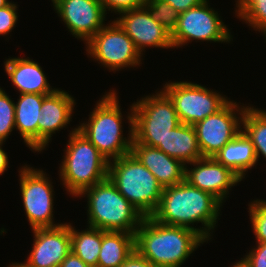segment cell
<instances>
[{"label":"cell","instance_id":"obj_1","mask_svg":"<svg viewBox=\"0 0 266 267\" xmlns=\"http://www.w3.org/2000/svg\"><path fill=\"white\" fill-rule=\"evenodd\" d=\"M221 206L216 197L184 180L163 188L159 205L151 217L162 224L193 229L207 241L211 239L210 231L216 226ZM196 222L204 227L190 225Z\"/></svg>","mask_w":266,"mask_h":267},{"label":"cell","instance_id":"obj_2","mask_svg":"<svg viewBox=\"0 0 266 267\" xmlns=\"http://www.w3.org/2000/svg\"><path fill=\"white\" fill-rule=\"evenodd\" d=\"M206 240L195 230L145 217L135 232V250L158 267H180Z\"/></svg>","mask_w":266,"mask_h":267},{"label":"cell","instance_id":"obj_3","mask_svg":"<svg viewBox=\"0 0 266 267\" xmlns=\"http://www.w3.org/2000/svg\"><path fill=\"white\" fill-rule=\"evenodd\" d=\"M113 91V92H112ZM128 114V139L123 137L122 112L114 90L105 94L89 115L85 124L78 126V130L98 149L110 162L131 153L133 143V106Z\"/></svg>","mask_w":266,"mask_h":267},{"label":"cell","instance_id":"obj_4","mask_svg":"<svg viewBox=\"0 0 266 267\" xmlns=\"http://www.w3.org/2000/svg\"><path fill=\"white\" fill-rule=\"evenodd\" d=\"M87 195L88 226L103 231H122L135 234L145 218L107 177L85 189Z\"/></svg>","mask_w":266,"mask_h":267},{"label":"cell","instance_id":"obj_5","mask_svg":"<svg viewBox=\"0 0 266 267\" xmlns=\"http://www.w3.org/2000/svg\"><path fill=\"white\" fill-rule=\"evenodd\" d=\"M70 132L59 175L66 190L78 197L107 178L109 161L78 128Z\"/></svg>","mask_w":266,"mask_h":267},{"label":"cell","instance_id":"obj_6","mask_svg":"<svg viewBox=\"0 0 266 267\" xmlns=\"http://www.w3.org/2000/svg\"><path fill=\"white\" fill-rule=\"evenodd\" d=\"M107 177L144 217L157 209L163 187L132 153L110 161Z\"/></svg>","mask_w":266,"mask_h":267},{"label":"cell","instance_id":"obj_7","mask_svg":"<svg viewBox=\"0 0 266 267\" xmlns=\"http://www.w3.org/2000/svg\"><path fill=\"white\" fill-rule=\"evenodd\" d=\"M133 142L157 147L181 122L169 96L161 90L132 104Z\"/></svg>","mask_w":266,"mask_h":267},{"label":"cell","instance_id":"obj_8","mask_svg":"<svg viewBox=\"0 0 266 267\" xmlns=\"http://www.w3.org/2000/svg\"><path fill=\"white\" fill-rule=\"evenodd\" d=\"M172 100L181 123L195 125L219 111L229 100L192 82H169L162 89Z\"/></svg>","mask_w":266,"mask_h":267},{"label":"cell","instance_id":"obj_9","mask_svg":"<svg viewBox=\"0 0 266 267\" xmlns=\"http://www.w3.org/2000/svg\"><path fill=\"white\" fill-rule=\"evenodd\" d=\"M90 57L99 61L109 70L118 71L124 67L140 65L143 54L136 48L132 39L114 20L103 26L87 43Z\"/></svg>","mask_w":266,"mask_h":267},{"label":"cell","instance_id":"obj_10","mask_svg":"<svg viewBox=\"0 0 266 267\" xmlns=\"http://www.w3.org/2000/svg\"><path fill=\"white\" fill-rule=\"evenodd\" d=\"M208 4V0H205L179 14L176 29L171 34L173 48L185 45L190 40L231 41L230 30L220 19L218 12Z\"/></svg>","mask_w":266,"mask_h":267},{"label":"cell","instance_id":"obj_11","mask_svg":"<svg viewBox=\"0 0 266 267\" xmlns=\"http://www.w3.org/2000/svg\"><path fill=\"white\" fill-rule=\"evenodd\" d=\"M23 206L32 229L56 227L53 222V186L43 170L23 166L20 169Z\"/></svg>","mask_w":266,"mask_h":267},{"label":"cell","instance_id":"obj_12","mask_svg":"<svg viewBox=\"0 0 266 267\" xmlns=\"http://www.w3.org/2000/svg\"><path fill=\"white\" fill-rule=\"evenodd\" d=\"M239 107L236 102L228 101L219 111L193 125L202 157H214L241 132L240 124L246 107Z\"/></svg>","mask_w":266,"mask_h":267},{"label":"cell","instance_id":"obj_13","mask_svg":"<svg viewBox=\"0 0 266 267\" xmlns=\"http://www.w3.org/2000/svg\"><path fill=\"white\" fill-rule=\"evenodd\" d=\"M32 230L35 239L27 262L8 267H59L71 251L70 224Z\"/></svg>","mask_w":266,"mask_h":267},{"label":"cell","instance_id":"obj_14","mask_svg":"<svg viewBox=\"0 0 266 267\" xmlns=\"http://www.w3.org/2000/svg\"><path fill=\"white\" fill-rule=\"evenodd\" d=\"M71 34L86 43L104 26L105 13L100 0H51Z\"/></svg>","mask_w":266,"mask_h":267},{"label":"cell","instance_id":"obj_15","mask_svg":"<svg viewBox=\"0 0 266 267\" xmlns=\"http://www.w3.org/2000/svg\"><path fill=\"white\" fill-rule=\"evenodd\" d=\"M115 20L143 54L145 47L173 48L171 34L143 6L124 11Z\"/></svg>","mask_w":266,"mask_h":267},{"label":"cell","instance_id":"obj_16","mask_svg":"<svg viewBox=\"0 0 266 267\" xmlns=\"http://www.w3.org/2000/svg\"><path fill=\"white\" fill-rule=\"evenodd\" d=\"M185 166V180L193 187L216 197L221 203L229 194V189L242 179L231 169L219 163L214 157H202Z\"/></svg>","mask_w":266,"mask_h":267},{"label":"cell","instance_id":"obj_17","mask_svg":"<svg viewBox=\"0 0 266 267\" xmlns=\"http://www.w3.org/2000/svg\"><path fill=\"white\" fill-rule=\"evenodd\" d=\"M74 106V98L63 90L56 89L44 97L38 121V152L48 145L52 134L70 123Z\"/></svg>","mask_w":266,"mask_h":267},{"label":"cell","instance_id":"obj_18","mask_svg":"<svg viewBox=\"0 0 266 267\" xmlns=\"http://www.w3.org/2000/svg\"><path fill=\"white\" fill-rule=\"evenodd\" d=\"M131 153L156 177L163 187L177 185L185 180V166L156 147L133 142Z\"/></svg>","mask_w":266,"mask_h":267},{"label":"cell","instance_id":"obj_19","mask_svg":"<svg viewBox=\"0 0 266 267\" xmlns=\"http://www.w3.org/2000/svg\"><path fill=\"white\" fill-rule=\"evenodd\" d=\"M5 72L20 94L49 95L52 89L41 66L28 58H9L4 62Z\"/></svg>","mask_w":266,"mask_h":267},{"label":"cell","instance_id":"obj_20","mask_svg":"<svg viewBox=\"0 0 266 267\" xmlns=\"http://www.w3.org/2000/svg\"><path fill=\"white\" fill-rule=\"evenodd\" d=\"M42 94H20L15 104V128L31 150L38 152V121L41 115Z\"/></svg>","mask_w":266,"mask_h":267},{"label":"cell","instance_id":"obj_21","mask_svg":"<svg viewBox=\"0 0 266 267\" xmlns=\"http://www.w3.org/2000/svg\"><path fill=\"white\" fill-rule=\"evenodd\" d=\"M184 165L202 158L194 126L180 123L156 147Z\"/></svg>","mask_w":266,"mask_h":267},{"label":"cell","instance_id":"obj_22","mask_svg":"<svg viewBox=\"0 0 266 267\" xmlns=\"http://www.w3.org/2000/svg\"><path fill=\"white\" fill-rule=\"evenodd\" d=\"M214 158L241 179L245 178V172L257 163L254 146L242 131L224 145Z\"/></svg>","mask_w":266,"mask_h":267},{"label":"cell","instance_id":"obj_23","mask_svg":"<svg viewBox=\"0 0 266 267\" xmlns=\"http://www.w3.org/2000/svg\"><path fill=\"white\" fill-rule=\"evenodd\" d=\"M135 250V234L103 231L97 267H118Z\"/></svg>","mask_w":266,"mask_h":267},{"label":"cell","instance_id":"obj_24","mask_svg":"<svg viewBox=\"0 0 266 267\" xmlns=\"http://www.w3.org/2000/svg\"><path fill=\"white\" fill-rule=\"evenodd\" d=\"M71 251L90 267H97L102 230L88 227L79 232L70 224Z\"/></svg>","mask_w":266,"mask_h":267},{"label":"cell","instance_id":"obj_25","mask_svg":"<svg viewBox=\"0 0 266 267\" xmlns=\"http://www.w3.org/2000/svg\"><path fill=\"white\" fill-rule=\"evenodd\" d=\"M241 130L254 146L257 161L260 154L266 158V111L246 106Z\"/></svg>","mask_w":266,"mask_h":267},{"label":"cell","instance_id":"obj_26","mask_svg":"<svg viewBox=\"0 0 266 267\" xmlns=\"http://www.w3.org/2000/svg\"><path fill=\"white\" fill-rule=\"evenodd\" d=\"M235 13L249 26L266 37V0H238ZM266 40V39H265Z\"/></svg>","mask_w":266,"mask_h":267},{"label":"cell","instance_id":"obj_27","mask_svg":"<svg viewBox=\"0 0 266 267\" xmlns=\"http://www.w3.org/2000/svg\"><path fill=\"white\" fill-rule=\"evenodd\" d=\"M145 7L156 22L160 23L170 34L174 32L180 14L178 11L164 0H147Z\"/></svg>","mask_w":266,"mask_h":267},{"label":"cell","instance_id":"obj_28","mask_svg":"<svg viewBox=\"0 0 266 267\" xmlns=\"http://www.w3.org/2000/svg\"><path fill=\"white\" fill-rule=\"evenodd\" d=\"M15 129V102L0 88V143Z\"/></svg>","mask_w":266,"mask_h":267},{"label":"cell","instance_id":"obj_29","mask_svg":"<svg viewBox=\"0 0 266 267\" xmlns=\"http://www.w3.org/2000/svg\"><path fill=\"white\" fill-rule=\"evenodd\" d=\"M248 206L256 243L266 242V200L257 199Z\"/></svg>","mask_w":266,"mask_h":267},{"label":"cell","instance_id":"obj_30","mask_svg":"<svg viewBox=\"0 0 266 267\" xmlns=\"http://www.w3.org/2000/svg\"><path fill=\"white\" fill-rule=\"evenodd\" d=\"M17 8L16 4H8L0 8V35L9 34L15 27L18 20Z\"/></svg>","mask_w":266,"mask_h":267},{"label":"cell","instance_id":"obj_31","mask_svg":"<svg viewBox=\"0 0 266 267\" xmlns=\"http://www.w3.org/2000/svg\"><path fill=\"white\" fill-rule=\"evenodd\" d=\"M105 13L114 11L120 13L145 6L147 0H100Z\"/></svg>","mask_w":266,"mask_h":267},{"label":"cell","instance_id":"obj_32","mask_svg":"<svg viewBox=\"0 0 266 267\" xmlns=\"http://www.w3.org/2000/svg\"><path fill=\"white\" fill-rule=\"evenodd\" d=\"M256 244L257 247L249 251L245 258L252 267H266V242Z\"/></svg>","mask_w":266,"mask_h":267},{"label":"cell","instance_id":"obj_33","mask_svg":"<svg viewBox=\"0 0 266 267\" xmlns=\"http://www.w3.org/2000/svg\"><path fill=\"white\" fill-rule=\"evenodd\" d=\"M118 267H158L145 257L141 256L136 250Z\"/></svg>","mask_w":266,"mask_h":267},{"label":"cell","instance_id":"obj_34","mask_svg":"<svg viewBox=\"0 0 266 267\" xmlns=\"http://www.w3.org/2000/svg\"><path fill=\"white\" fill-rule=\"evenodd\" d=\"M179 13L200 5L205 0H164Z\"/></svg>","mask_w":266,"mask_h":267},{"label":"cell","instance_id":"obj_35","mask_svg":"<svg viewBox=\"0 0 266 267\" xmlns=\"http://www.w3.org/2000/svg\"><path fill=\"white\" fill-rule=\"evenodd\" d=\"M59 267H90L84 263L77 255L72 251L65 257Z\"/></svg>","mask_w":266,"mask_h":267},{"label":"cell","instance_id":"obj_36","mask_svg":"<svg viewBox=\"0 0 266 267\" xmlns=\"http://www.w3.org/2000/svg\"><path fill=\"white\" fill-rule=\"evenodd\" d=\"M3 143H0V175H2L8 167L7 153L2 149Z\"/></svg>","mask_w":266,"mask_h":267},{"label":"cell","instance_id":"obj_37","mask_svg":"<svg viewBox=\"0 0 266 267\" xmlns=\"http://www.w3.org/2000/svg\"><path fill=\"white\" fill-rule=\"evenodd\" d=\"M242 260L236 262V264L234 263V266L232 267H252V265L247 261V259L241 258Z\"/></svg>","mask_w":266,"mask_h":267},{"label":"cell","instance_id":"obj_38","mask_svg":"<svg viewBox=\"0 0 266 267\" xmlns=\"http://www.w3.org/2000/svg\"><path fill=\"white\" fill-rule=\"evenodd\" d=\"M7 4V2L5 0H0V8L5 7Z\"/></svg>","mask_w":266,"mask_h":267},{"label":"cell","instance_id":"obj_39","mask_svg":"<svg viewBox=\"0 0 266 267\" xmlns=\"http://www.w3.org/2000/svg\"><path fill=\"white\" fill-rule=\"evenodd\" d=\"M5 1L7 2V4H14V2L12 3V2H10L8 0H5Z\"/></svg>","mask_w":266,"mask_h":267}]
</instances>
